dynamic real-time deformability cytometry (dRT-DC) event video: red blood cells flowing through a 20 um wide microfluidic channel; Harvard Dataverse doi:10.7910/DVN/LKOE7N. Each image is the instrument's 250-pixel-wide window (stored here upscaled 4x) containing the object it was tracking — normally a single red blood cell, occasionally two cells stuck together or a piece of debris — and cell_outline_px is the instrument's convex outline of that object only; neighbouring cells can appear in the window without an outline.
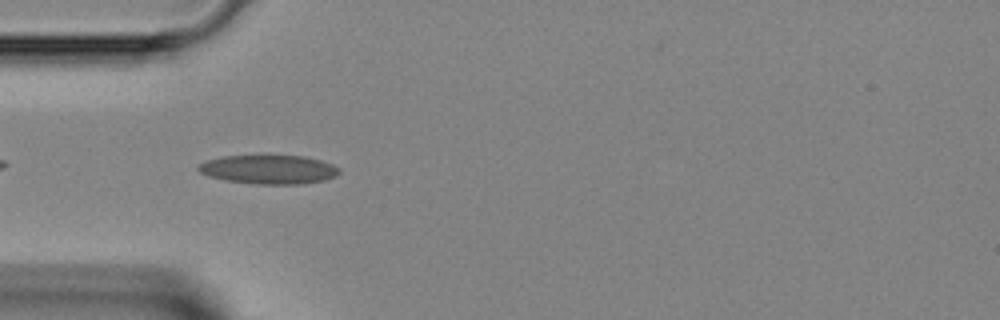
{"species": "Egyptian fruit bat (a non-hibernating species)", "species_latin": "Rousettus aegyptiacus", "temperature_condition": "room temperature", "stored_images_in_passage": 35, "camera_frame_rate_fps": 3000, "um_per_image_px": 0.085, "animal": {"sex": "female"}, "frame": {"image": 1, "passage_image": 3, "time_ms": 0.667, "image_size_px": [1000, 320], "cell_outline_px": [[340, 172], [336, 176], [324, 180], [300, 184], [256, 184], [224, 180], [208, 176], [200, 172], [196, 168], [196, 164], [208, 160], [224, 156], [304, 156], [320, 160], [332, 164], [340, 168]], "centroid_in_image_um": [22.83, 14.41], "position_along_channel_um": 62.2, "area_um2": 23.76}}
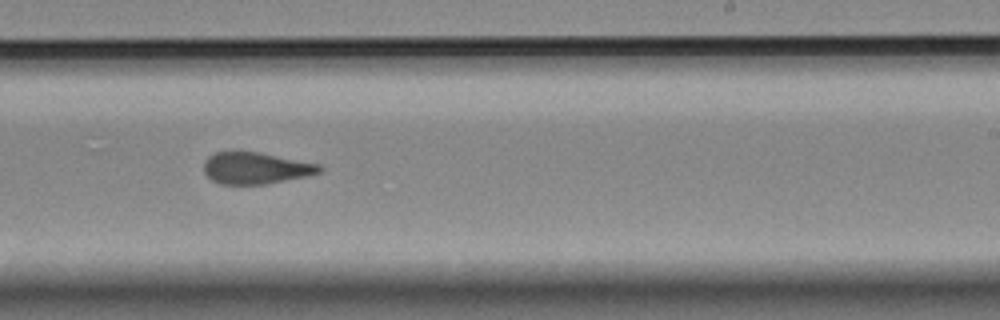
{"frame": {"image": 2, "passage_image": 17, "time_ms": 5.333, "image_size_px": [1000, 320], "cell_outline_px": [[324, 168], [320, 172], [304, 176], [264, 184], [220, 184], [212, 180], [204, 172], [204, 160], [208, 156], [216, 152], [256, 152], [320, 164]], "centroid_in_image_um": [21.7, 14.29], "position_along_channel_um": 267.3, "area_um2": 20.98}}
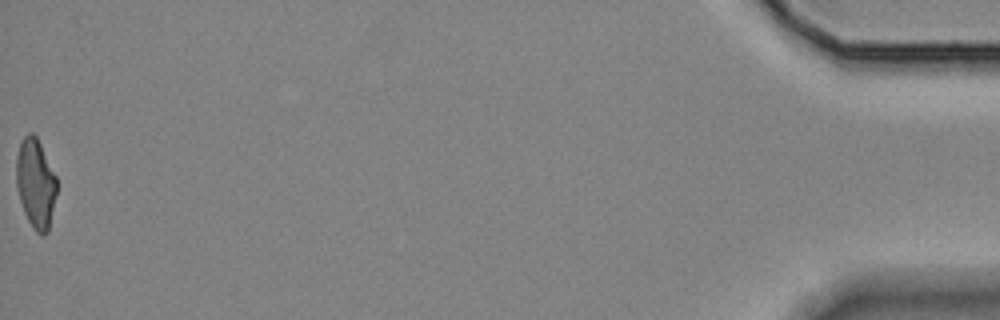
{"frame": {"image": 3, "passage_image": 35, "time_ms": 11.333, "image_size_px": [1000, 320], "cell_outline_px": [[56, 192], [48, 232], [44, 236], [40, 236], [32, 228], [24, 212], [20, 200], [16, 184], [16, 156], [20, 140], [28, 132], [32, 132], [36, 136], [56, 176]], "centroid_in_image_um": [3.01, 15.59], "position_along_channel_um": 432.2, "area_um2": 21.1}}